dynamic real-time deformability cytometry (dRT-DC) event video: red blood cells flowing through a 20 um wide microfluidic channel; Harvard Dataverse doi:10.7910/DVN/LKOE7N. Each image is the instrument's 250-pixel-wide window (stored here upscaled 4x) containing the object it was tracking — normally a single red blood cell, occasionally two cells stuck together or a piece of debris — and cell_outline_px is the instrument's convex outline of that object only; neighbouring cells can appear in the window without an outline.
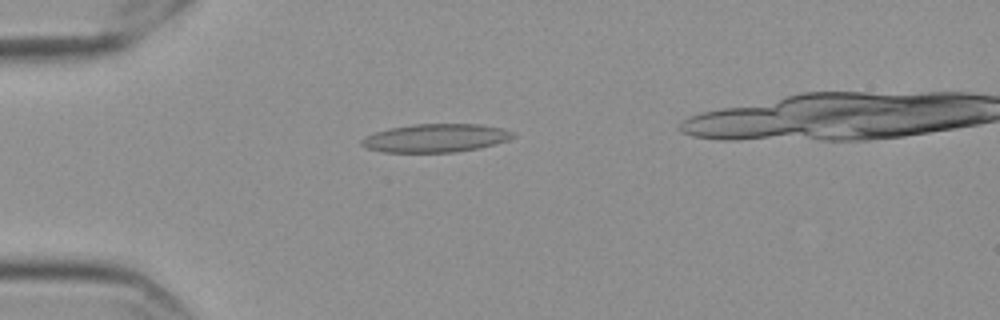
{"species": "Egyptian fruit bat (a non-hibernating species)", "species_latin": "Rousettus aegyptiacus", "temperature_condition": "cold", "stored_images_in_passage": 52, "camera_frame_rate_fps": 3000, "um_per_image_px": 0.085, "frame": {"image": 1, "passage_image": 16, "time_ms": 5.0, "image_size_px": [1000, 320], "cell_outline_px": [[516, 136], [508, 140], [480, 148], [456, 152], [384, 152], [368, 148], [360, 144], [360, 140], [364, 136], [388, 128], [412, 124], [480, 124], [500, 128], [512, 132]], "centroid_in_image_um": [37.01, 11.73], "position_along_channel_um": 48.0, "area_um2": 24.97}}
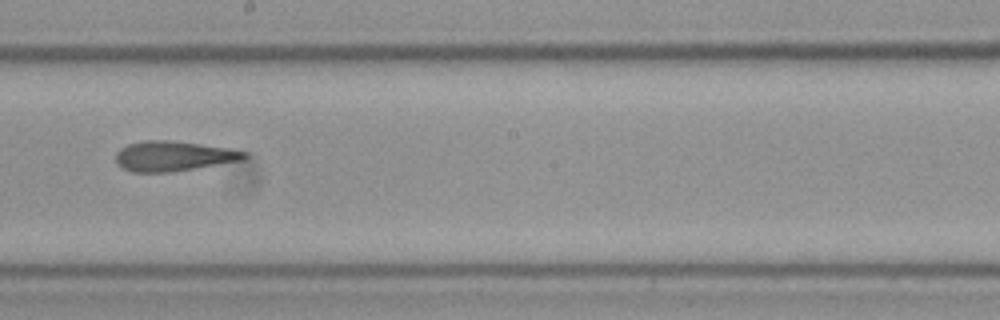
{"frame": {"image": 2, "passage_image": 33, "time_ms": 10.667, "image_size_px": [1000, 320], "cell_outline_px": [[248, 156], [244, 160], [168, 172], [132, 172], [116, 164], [116, 152], [120, 148], [128, 144], [144, 140], [168, 140], [200, 144], [228, 148], [248, 152]], "centroid_in_image_um": [14.73, 13.26], "position_along_channel_um": 233.5, "area_um2": 22.37}}
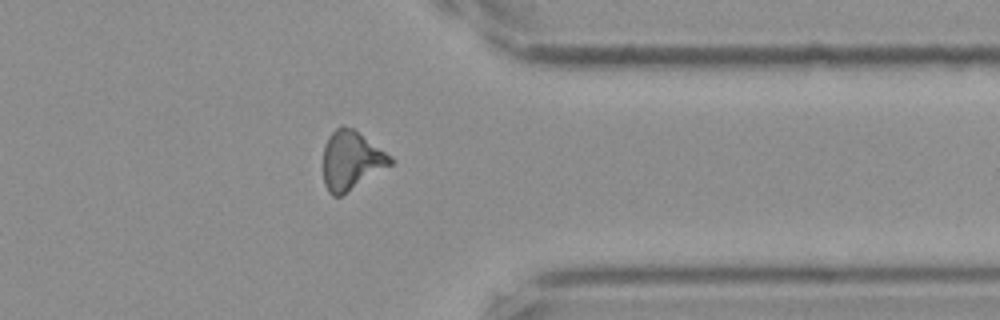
{"frame": {"image": 3, "passage_image": 46, "time_ms": 15.0, "image_size_px": [1000, 320], "cell_outline_px": [[396, 160], [392, 164], [340, 196], [332, 196], [328, 192], [324, 184], [324, 148], [328, 136], [336, 128], [344, 124], [352, 128], [392, 156]], "centroid_in_image_um": [29.85, 13.62], "position_along_channel_um": 381.5, "area_um2": 22.77}}